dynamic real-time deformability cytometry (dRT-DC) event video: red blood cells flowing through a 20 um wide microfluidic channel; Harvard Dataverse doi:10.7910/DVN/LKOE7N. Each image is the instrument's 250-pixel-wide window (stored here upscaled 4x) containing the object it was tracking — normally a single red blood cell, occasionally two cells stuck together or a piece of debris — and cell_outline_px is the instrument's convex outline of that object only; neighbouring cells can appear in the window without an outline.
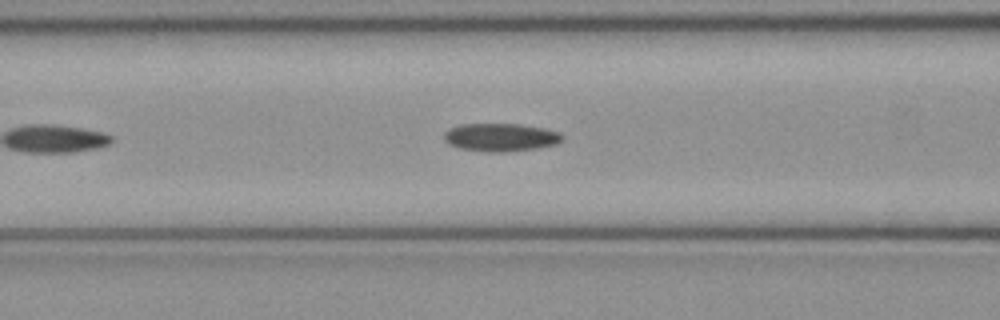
{"species": "common noctule bat (a hibernating species)", "species_latin": "Nyctalus noctula", "temperature_condition": "cold", "stored_images_in_passage": 19, "camera_frame_rate_fps": 3000, "um_per_image_px": 0.085, "animal": {"sex": "female", "body_mass_g": 21.9}, "frame": {"image": 1, "passage_image": 11, "time_ms": 3.333, "image_size_px": [1000, 320], "cell_outline_px": [[564, 140], [556, 144], [536, 148], [504, 152], [488, 152], [460, 148], [448, 144], [444, 140], [444, 132], [448, 128], [460, 124], [520, 124], [544, 128], [560, 132], [564, 136]], "centroid_in_image_um": [42.56, 11.66], "position_along_channel_um": 124.0, "area_um2": 19.48}}
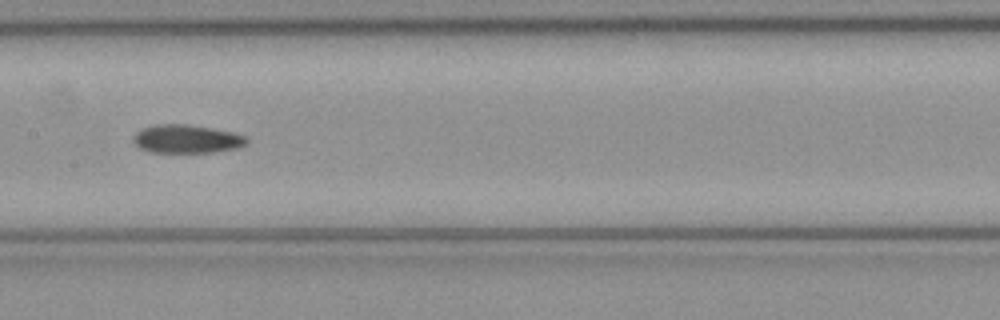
{"frame": {"image": 2, "passage_image": 16, "time_ms": 5.0, "image_size_px": [1000, 320], "cell_outline_px": [[248, 144], [236, 148], [212, 152], [152, 152], [140, 148], [132, 140], [132, 136], [140, 128], [156, 124], [184, 124], [212, 128], [236, 132], [248, 136]], "centroid_in_image_um": [15.89, 11.8], "position_along_channel_um": 191.5, "area_um2": 18.96}}